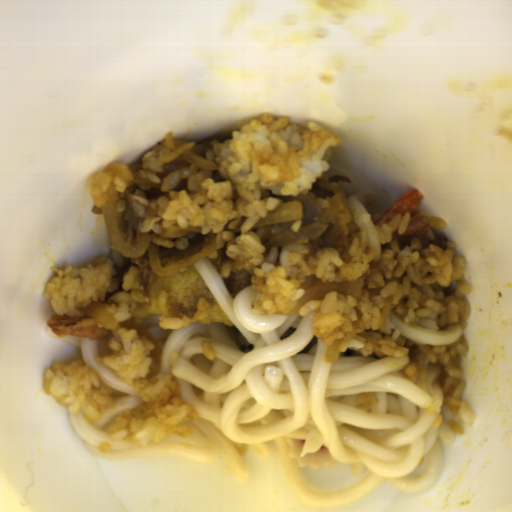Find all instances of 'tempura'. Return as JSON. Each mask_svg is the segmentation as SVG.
<instances>
[{"instance_id":"1","label":"tempura","mask_w":512,"mask_h":512,"mask_svg":"<svg viewBox=\"0 0 512 512\" xmlns=\"http://www.w3.org/2000/svg\"><path fill=\"white\" fill-rule=\"evenodd\" d=\"M153 316L161 322L165 316L181 318L180 326L232 325L193 263L167 276L156 274L145 302H139L129 321L139 325Z\"/></svg>"},{"instance_id":"2","label":"tempura","mask_w":512,"mask_h":512,"mask_svg":"<svg viewBox=\"0 0 512 512\" xmlns=\"http://www.w3.org/2000/svg\"><path fill=\"white\" fill-rule=\"evenodd\" d=\"M47 324L54 334L63 338L74 335L98 339L113 333L108 327L85 313L83 315H54Z\"/></svg>"},{"instance_id":"3","label":"tempura","mask_w":512,"mask_h":512,"mask_svg":"<svg viewBox=\"0 0 512 512\" xmlns=\"http://www.w3.org/2000/svg\"><path fill=\"white\" fill-rule=\"evenodd\" d=\"M422 201L423 195L420 191L416 189L409 191L392 203L376 218L373 223L375 228L378 225L389 222L396 214H402L403 217L406 213L410 214V219L407 229L403 232L402 236L419 229L430 228V218L418 212Z\"/></svg>"}]
</instances>
